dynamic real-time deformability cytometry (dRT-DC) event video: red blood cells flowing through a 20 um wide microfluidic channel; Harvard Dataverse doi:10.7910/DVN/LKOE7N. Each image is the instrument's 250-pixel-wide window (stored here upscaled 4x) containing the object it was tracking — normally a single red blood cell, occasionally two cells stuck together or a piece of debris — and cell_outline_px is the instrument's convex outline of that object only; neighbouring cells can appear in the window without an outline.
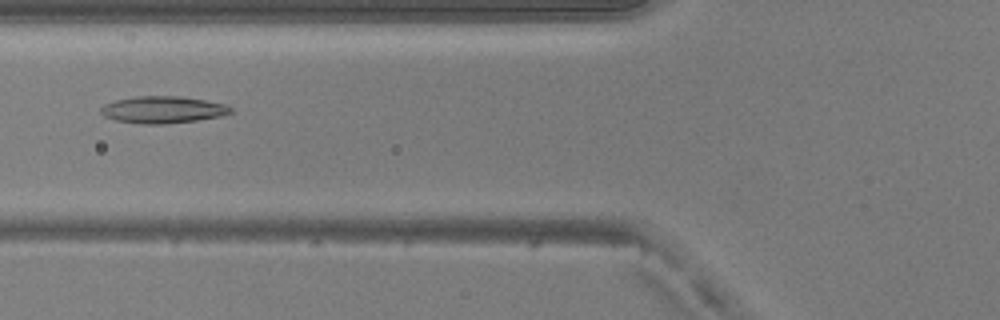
{"species": "common noctule bat (a hibernating species)", "species_latin": "Nyctalus noctula", "temperature_condition": "warm", "stored_images_in_passage": 42, "camera_frame_rate_fps": 3000, "um_per_image_px": 0.085, "animal": {"sex": "male", "body_mass_g": 20.5, "forearm_length_mm": 52.5}, "frame": {"image": 1, "passage_image": 13, "time_ms": 4.0, "image_size_px": [1000, 320], "cell_outline_px": [[232, 112], [220, 116], [196, 120], [164, 124], [140, 124], [116, 120], [104, 116], [100, 112], [100, 108], [104, 104], [116, 100], [136, 96], [176, 96], [204, 100], [224, 104], [232, 108]], "centroid_in_image_um": [13.8, 9.33], "position_along_channel_um": 112.0, "area_um2": 20.23}}
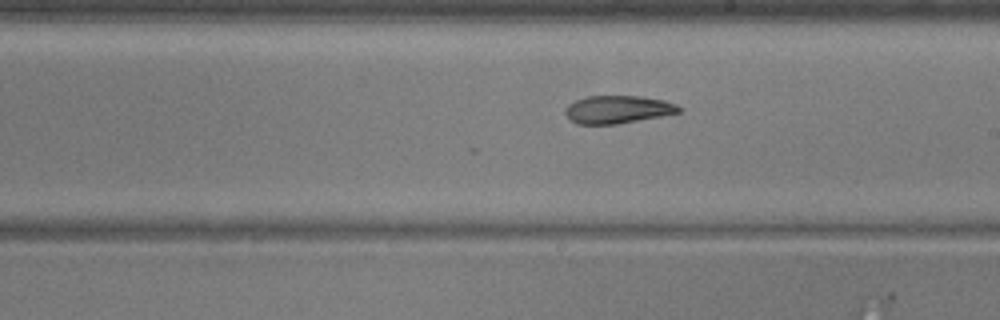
{"frame": {"image": 2, "passage_image": 22, "time_ms": 7.0, "image_size_px": [1000, 320], "cell_outline_px": [[680, 112], [660, 116], [616, 124], [576, 124], [564, 112], [564, 108], [568, 104], [576, 100], [588, 96], [640, 96], [664, 100], [676, 104], [680, 108]], "centroid_in_image_um": [52.48, 9.3], "position_along_channel_um": 236.5, "area_um2": 18.26}}
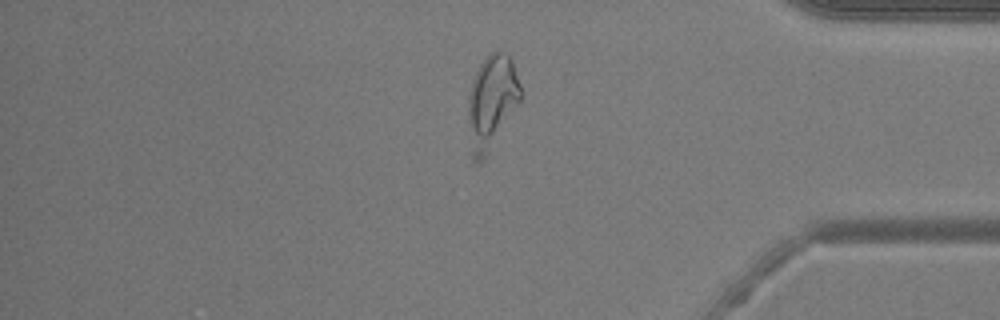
{"frame": {"image": 3, "passage_image": 35, "time_ms": 11.333, "image_size_px": [1000, 320], "cell_outline_px": [[524, 96], [480, 164], [476, 164], [472, 160], [468, 112], [468, 96], [476, 72], [480, 64], [496, 48], [508, 52], [512, 60]], "centroid_in_image_um": [41.82, 8.62], "position_along_channel_um": 393.4, "area_um2": 28.67}, "authors_computed_cell_mechanics": {"area_um2": 18.785, "velocity_mm_per_s": 4.1493, "shape_relaxation_time_tau1_ms": null, "shape_relaxation_time_tau2_ms": 1.6946, "deformation_change_tau1": null, "deformation_change_tau2": 0.0671}}